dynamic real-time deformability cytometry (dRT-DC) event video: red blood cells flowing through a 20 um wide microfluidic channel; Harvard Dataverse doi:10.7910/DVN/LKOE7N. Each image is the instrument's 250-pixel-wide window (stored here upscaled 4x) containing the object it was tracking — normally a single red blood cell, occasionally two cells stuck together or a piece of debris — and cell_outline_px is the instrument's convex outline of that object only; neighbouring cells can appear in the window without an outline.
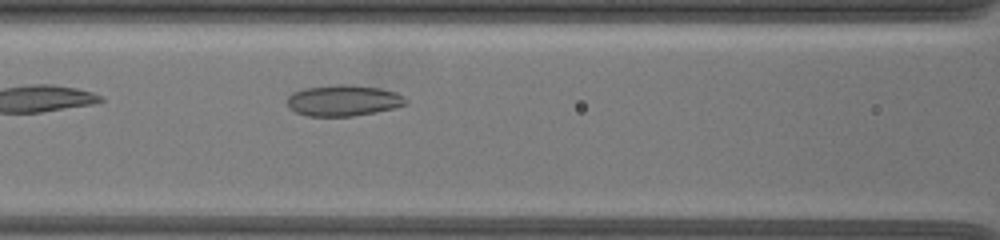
{"species": "common noctule bat (a hibernating species)", "species_latin": "Nyctalus noctula", "temperature_condition": "warm", "stored_images_in_passage": 29, "camera_frame_rate_fps": 3000, "um_per_image_px": 0.085, "animal": {"sex": "female", "body_mass_g": 19.5, "forearm_length_mm": 54.1}, "frame": {"image": 1, "passage_image": 4, "time_ms": 1.0, "image_size_px": [1000, 240], "cell_outline_px": [[408, 104], [376, 112], [352, 116], [308, 116], [296, 112], [288, 108], [288, 96], [292, 92], [304, 88], [336, 84], [352, 84], [380, 88], [396, 92], [404, 96], [408, 100]], "centroid_in_image_um": [29.2, 8.53], "position_along_channel_um": 137.4, "area_um2": 21.68}}
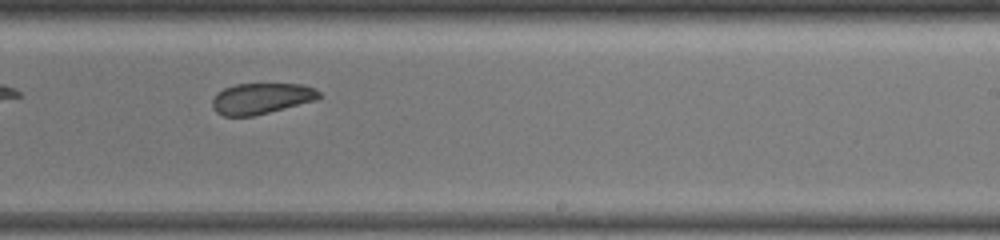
{"frame": {"image": 2, "passage_image": 15, "time_ms": 4.667, "image_size_px": [1000, 240], "cell_outline_px": [[320, 96], [316, 100], [252, 116], [224, 116], [216, 112], [212, 108], [212, 100], [224, 88], [236, 84], [304, 84], [316, 88], [320, 92]], "centroid_in_image_um": [22.23, 8.36], "position_along_channel_um": 266.8, "area_um2": 19.07}}
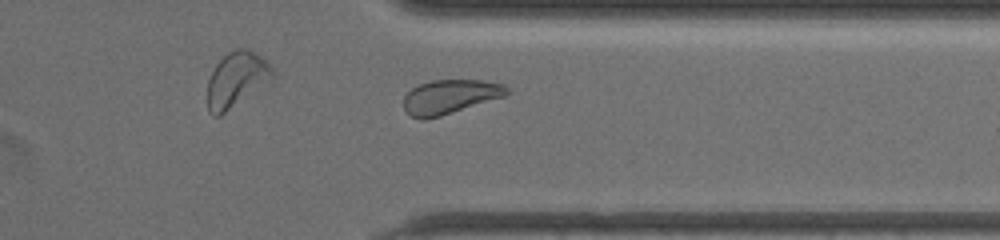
{"frame": {"image": 3, "passage_image": 24, "time_ms": 7.667, "image_size_px": [1000, 240], "cell_outline_px": [[508, 92], [504, 96], [440, 116], [424, 120], [420, 120], [404, 112], [404, 96], [412, 88], [420, 84], [432, 80], [484, 80], [504, 84], [508, 88]], "centroid_in_image_um": [38.21, 8.22], "position_along_channel_um": 373.2, "area_um2": 20.46}}